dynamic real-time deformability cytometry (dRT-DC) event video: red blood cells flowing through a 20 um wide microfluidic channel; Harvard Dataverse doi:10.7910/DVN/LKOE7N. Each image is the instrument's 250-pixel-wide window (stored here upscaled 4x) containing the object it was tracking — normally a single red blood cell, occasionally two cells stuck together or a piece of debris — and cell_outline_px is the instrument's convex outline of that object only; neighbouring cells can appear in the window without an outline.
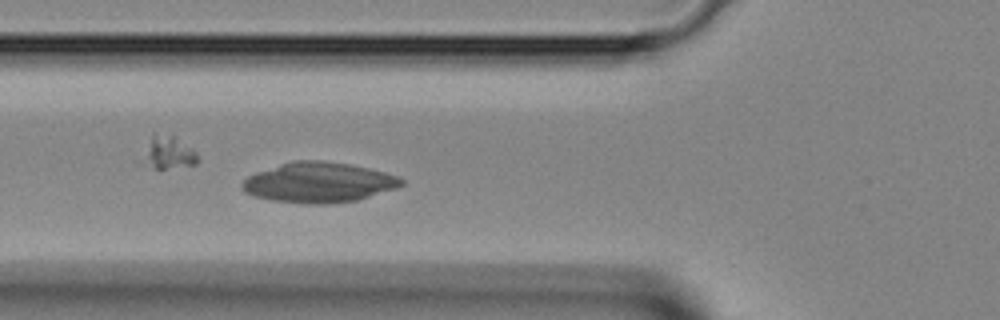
{"species": "Egyptian fruit bat (a non-hibernating species)", "species_latin": "Rousettus aegyptiacus", "temperature_condition": "room temperature", "stored_images_in_passage": 33, "camera_frame_rate_fps": 3000, "um_per_image_px": 0.085, "animal": {"sex": "female"}, "frame": {"image": 1, "passage_image": 6, "time_ms": 1.667, "image_size_px": [1000, 320], "cell_outline_px": [[404, 184], [396, 188], [356, 200], [332, 204], [308, 204], [272, 200], [252, 196], [244, 192], [240, 188], [240, 184], [248, 176], [256, 172], [292, 160], [324, 160], [348, 164], [368, 168], [400, 176], [404, 180]], "centroid_in_image_um": [27.06, 15.51], "position_along_channel_um": 98.7, "area_um2": 37.45}}